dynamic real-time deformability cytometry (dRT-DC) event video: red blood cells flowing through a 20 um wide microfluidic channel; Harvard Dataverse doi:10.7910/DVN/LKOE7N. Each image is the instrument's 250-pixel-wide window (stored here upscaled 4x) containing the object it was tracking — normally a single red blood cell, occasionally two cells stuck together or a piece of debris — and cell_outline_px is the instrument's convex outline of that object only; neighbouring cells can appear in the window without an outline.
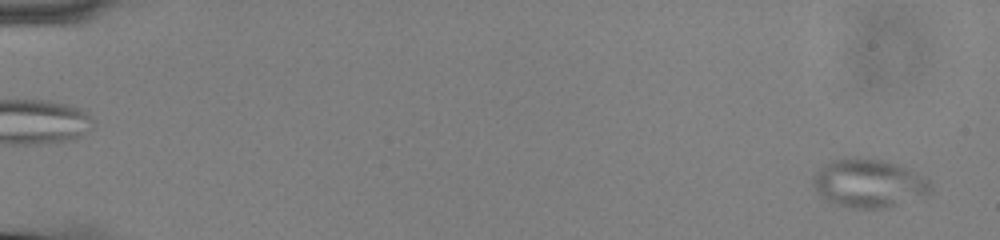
{"species": "common noctule bat (a hibernating species)", "species_latin": "Nyctalus noctula", "temperature_condition": "cold", "stored_images_in_passage": 56, "camera_frame_rate_fps": 3000, "um_per_image_px": 0.085, "animal": {"sex": "male", "body_mass_g": 13.0, "forearm_length_mm": 53.1}, "frame": {"image": 1, "passage_image": 2, "time_ms": 0.333, "image_size_px": [1000, 240], "cell_outline_px": [[932, 192], [884, 208], [852, 208], [832, 204], [820, 196], [812, 180], [820, 168], [824, 164], [832, 160], [844, 156], [884, 160], [896, 164], [928, 180], [932, 188]], "centroid_in_image_um": [73.77, 15.57], "position_along_channel_um": 11.2, "area_um2": 32.71}}
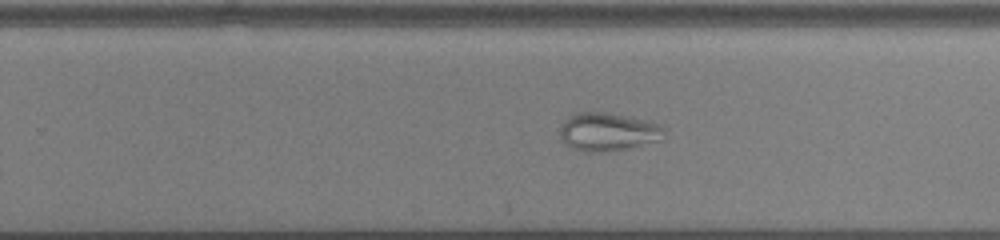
{"frame": {"image": 2, "passage_image": 37, "time_ms": 12.0, "image_size_px": [1000, 240], "cell_outline_px": [[664, 140], [604, 152], [588, 152], [572, 148], [560, 140], [560, 128], [564, 120], [568, 116], [576, 112], [608, 112], [648, 120], [660, 124], [664, 128]], "centroid_in_image_um": [51.67, 11.19], "position_along_channel_um": 278.1, "area_um2": 23.47}}
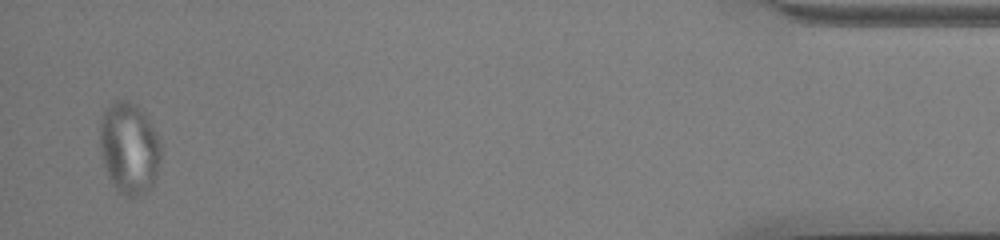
{"frame": {"image": 3, "passage_image": 55, "time_ms": 18.0, "image_size_px": [1000, 240], "cell_outline_px": [[160, 160], [156, 176], [152, 188], [136, 196], [124, 196], [112, 184], [108, 176], [100, 152], [100, 120], [104, 108], [108, 104], [116, 100], [128, 100], [136, 104], [144, 112], [160, 144]], "centroid_in_image_um": [10.95, 12.57], "position_along_channel_um": 424.2, "area_um2": 32.6}, "authors_computed_cell_mechanics": {"area_um2": 29.8826, "velocity_mm_per_s": 3.6707, "shape_relaxation_time_tau1_ms": null, "shape_relaxation_time_tau2_ms": 4.218, "deformation_change_tau1": null, "deformation_change_tau2": 0.0655}}